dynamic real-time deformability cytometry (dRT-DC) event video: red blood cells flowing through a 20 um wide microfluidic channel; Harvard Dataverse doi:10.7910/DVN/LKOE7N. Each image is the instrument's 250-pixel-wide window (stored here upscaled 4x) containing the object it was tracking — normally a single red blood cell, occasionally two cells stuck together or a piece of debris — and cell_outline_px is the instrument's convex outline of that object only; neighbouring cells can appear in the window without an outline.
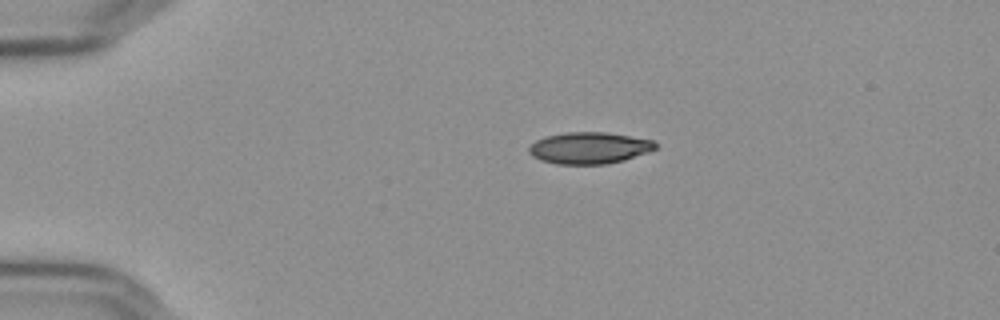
{"species": "Egyptian fruit bat (a non-hibernating species)", "species_latin": "Rousettus aegyptiacus", "temperature_condition": "cold", "stored_images_in_passage": 19, "camera_frame_rate_fps": 3000, "um_per_image_px": 0.085, "frame": {"image": 1, "passage_image": 1, "time_ms": 0.0, "image_size_px": [1000, 320], "cell_outline_px": [[656, 148], [648, 152], [624, 160], [604, 164], [556, 164], [540, 160], [532, 156], [528, 152], [528, 148], [536, 140], [544, 136], [564, 132], [604, 132], [652, 140], [656, 144]], "centroid_in_image_um": [50.03, 12.57], "position_along_channel_um": 35.0, "area_um2": 23.24}}
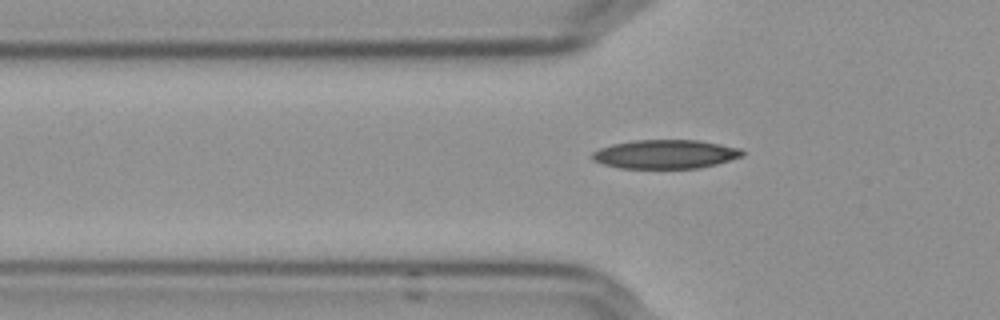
{"frame": {"image": 2, "passage_image": 8, "time_ms": 2.333, "image_size_px": [1000, 320], "cell_outline_px": [[744, 156], [716, 164], [700, 168], [620, 168], [604, 164], [592, 160], [592, 152], [600, 148], [612, 144], [632, 140], [696, 140], [720, 144], [740, 148], [744, 152]], "centroid_in_image_um": [56.56, 13.1], "position_along_channel_um": 69.2, "area_um2": 25.26}}
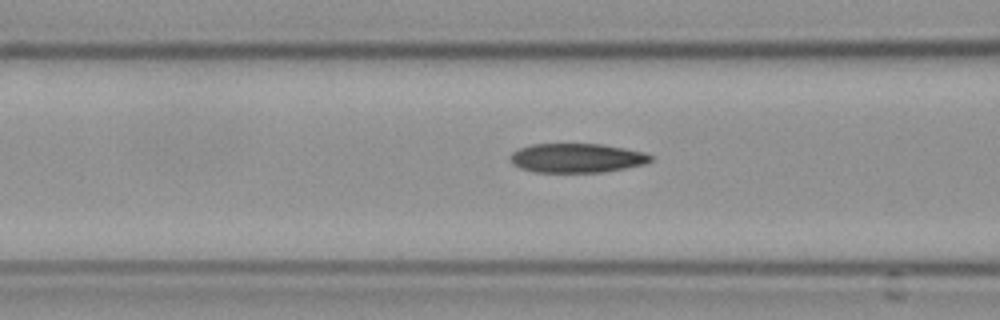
{"frame": {"image": 3, "passage_image": 12, "time_ms": 3.667, "image_size_px": [1000, 320], "cell_outline_px": [[652, 160], [644, 164], [604, 172], [532, 172], [520, 168], [512, 164], [508, 160], [508, 156], [512, 152], [520, 148], [532, 144], [600, 144], [624, 148], [644, 152], [652, 156]], "centroid_in_image_um": [48.97, 13.43], "position_along_channel_um": 117.6, "area_um2": 23.99}}